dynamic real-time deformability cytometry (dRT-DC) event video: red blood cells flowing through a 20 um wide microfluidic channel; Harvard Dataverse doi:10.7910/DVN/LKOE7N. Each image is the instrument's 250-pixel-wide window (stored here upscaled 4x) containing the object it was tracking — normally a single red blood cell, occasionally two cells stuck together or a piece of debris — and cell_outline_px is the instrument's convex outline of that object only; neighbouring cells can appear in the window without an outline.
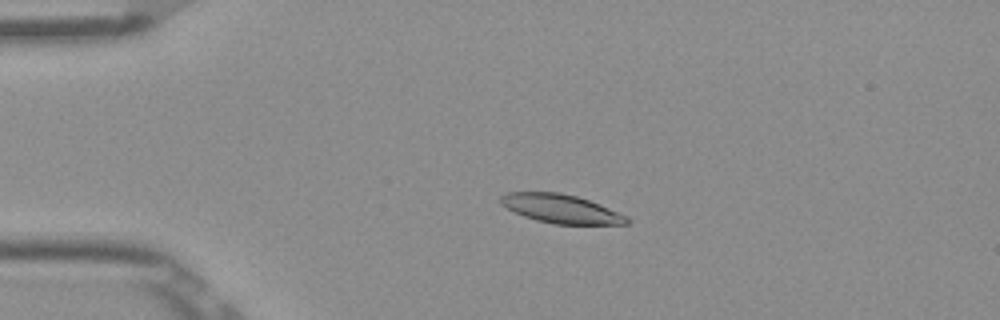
{"species": "Egyptian fruit bat (a non-hibernating species)", "species_latin": "Rousettus aegyptiacus", "temperature_condition": "room temperature", "stored_images_in_passage": 52, "camera_frame_rate_fps": 3000, "um_per_image_px": 0.085, "frame": {"image": 1, "passage_image": 11, "time_ms": 3.333, "image_size_px": [1000, 320], "cell_outline_px": [[632, 220], [628, 224], [556, 224], [536, 220], [524, 216], [500, 204], [500, 196], [508, 192], [560, 192], [576, 196], [600, 204], [628, 216]], "centroid_in_image_um": [47.71, 17.74], "position_along_channel_um": 37.3, "area_um2": 21.1}}
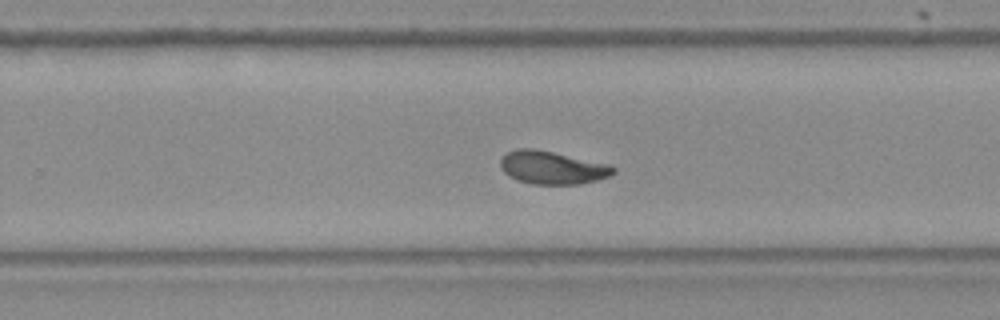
{"frame": {"image": 2, "passage_image": 33, "time_ms": 10.667, "image_size_px": [1000, 320], "cell_outline_px": [[616, 172], [608, 176], [596, 180], [580, 184], [532, 184], [516, 180], [504, 172], [500, 168], [500, 160], [508, 152], [520, 148], [532, 148], [612, 164], [616, 168]], "centroid_in_image_um": [46.96, 14.25], "position_along_channel_um": 282.8, "area_um2": 21.73}}
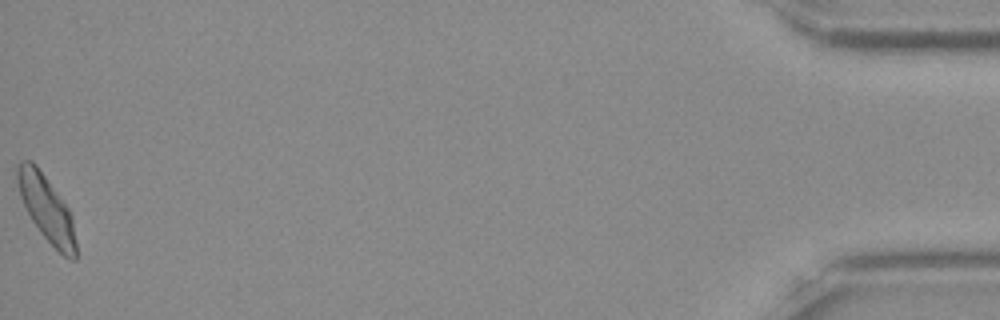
{"frame": {"image": 3, "passage_image": 52, "time_ms": 17.0, "image_size_px": [1000, 320], "cell_outline_px": [[76, 260], [68, 260], [40, 232], [32, 220], [20, 196], [16, 176], [16, 168], [20, 160], [32, 160], [36, 164], [68, 208], [72, 216], [76, 244]], "centroid_in_image_um": [3.95, 17.71], "position_along_channel_um": 431.2, "area_um2": 22.2}, "authors_computed_cell_mechanics": {"area_um2": 21.675, "velocity_mm_per_s": 3.8656, "shape_relaxation_time_tau1_ms": 4.4052, "shape_relaxation_time_tau2_ms": 2.1679, "deformation_change_tau1": 0.1414, "deformation_change_tau2": 0.0737}}